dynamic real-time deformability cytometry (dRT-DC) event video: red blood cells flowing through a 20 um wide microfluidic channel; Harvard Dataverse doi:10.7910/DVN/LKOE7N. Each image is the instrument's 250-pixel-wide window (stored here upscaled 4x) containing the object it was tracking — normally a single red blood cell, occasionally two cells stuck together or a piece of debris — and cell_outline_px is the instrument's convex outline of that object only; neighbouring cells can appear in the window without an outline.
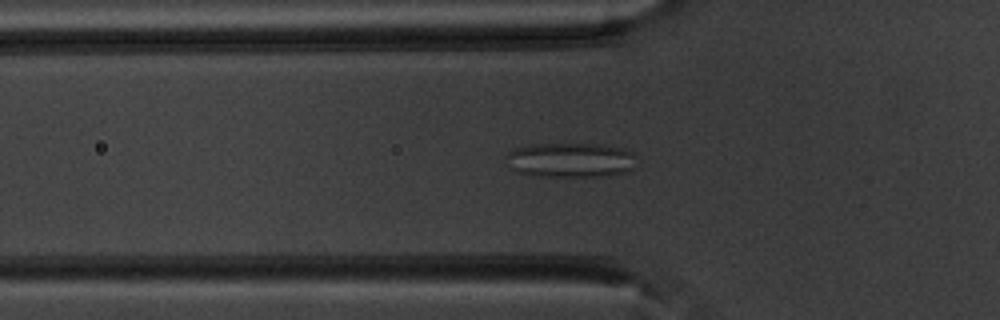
{"species": "common noctule bat (a hibernating species)", "species_latin": "Nyctalus noctula", "temperature_condition": "warm", "stored_images_in_passage": 55, "camera_frame_rate_fps": 3000, "um_per_image_px": 0.085, "animal": {"sex": "male", "body_mass_g": 20.1, "forearm_length_mm": 53.5}, "frame": {"image": 1, "passage_image": 19, "time_ms": 6.0, "image_size_px": [1000, 320], "cell_outline_px": [[632, 172], [608, 176], [536, 176], [516, 172], [512, 168], [508, 156], [508, 152], [512, 148], [532, 144], [608, 144], [624, 148], [632, 152]], "centroid_in_image_um": [48.52, 13.6], "position_along_channel_um": 77.3, "area_um2": 26.41}}
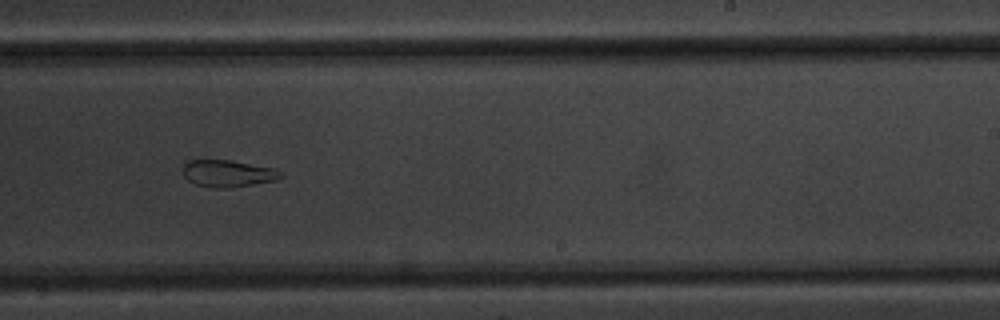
{"frame": {"image": 2, "passage_image": 34, "time_ms": 11.0, "image_size_px": [1000, 320], "cell_outline_px": [[284, 176], [276, 180], [232, 188], [208, 188], [196, 184], [188, 180], [184, 176], [184, 164], [188, 160], [232, 160], [276, 168], [284, 172]], "centroid_in_image_um": [19.43, 14.75], "position_along_channel_um": 269.6, "area_um2": 15.66}}
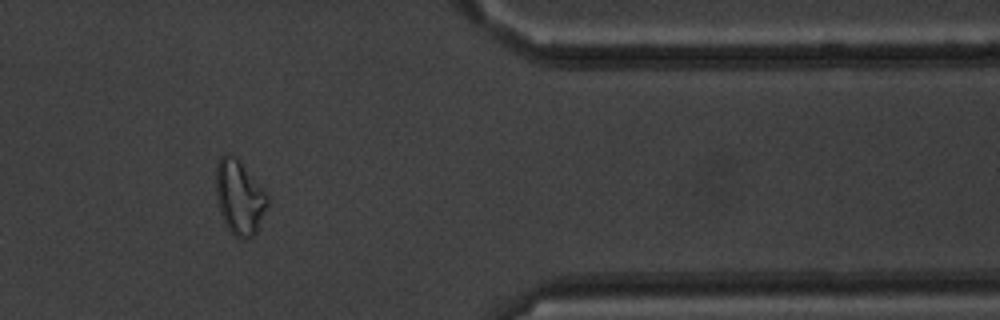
{"frame": {"image": 3, "passage_image": 45, "time_ms": 14.667, "image_size_px": [1000, 320], "cell_outline_px": [[268, 204], [256, 232], [248, 240], [244, 240], [236, 236], [228, 228], [220, 212], [216, 200], [216, 164], [220, 156], [224, 152], [228, 152], [240, 160], [264, 188], [268, 196]], "centroid_in_image_um": [20.35, 16.72], "position_along_channel_um": 391.1, "area_um2": 22.6}, "authors_computed_cell_mechanics": {"area_um2": 23.5824, "velocity_mm_per_s": 3.8335, "shape_relaxation_time_tau1_ms": null, "shape_relaxation_time_tau2_ms": 3.7659, "deformation_change_tau1": null, "deformation_change_tau2": 0.1321}}